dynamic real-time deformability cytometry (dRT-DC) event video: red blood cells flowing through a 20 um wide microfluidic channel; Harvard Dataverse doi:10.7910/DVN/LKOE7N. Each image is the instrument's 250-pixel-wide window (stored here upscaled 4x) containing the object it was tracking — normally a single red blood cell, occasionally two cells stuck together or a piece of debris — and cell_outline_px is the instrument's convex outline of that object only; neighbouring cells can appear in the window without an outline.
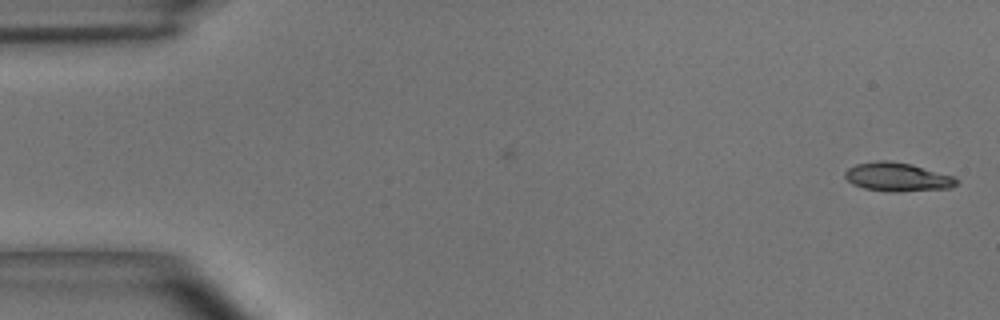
{"species": "common noctule bat (a hibernating species)", "species_latin": "Nyctalus noctula", "temperature_condition": "room temperature", "stored_images_in_passage": 52, "camera_frame_rate_fps": 3000, "um_per_image_px": 0.085, "animal": {"sex": "male", "body_mass_g": 15.6}, "frame": {"image": 1, "passage_image": 1, "time_ms": 0.0, "image_size_px": [1000, 320], "cell_outline_px": [[960, 180], [952, 188], [896, 192], [888, 192], [864, 188], [852, 184], [844, 176], [844, 172], [848, 168], [856, 164], [880, 160], [888, 160], [912, 164], [956, 176]], "centroid_in_image_um": [76.32, 15.04], "position_along_channel_um": 8.7, "area_um2": 18.96}}
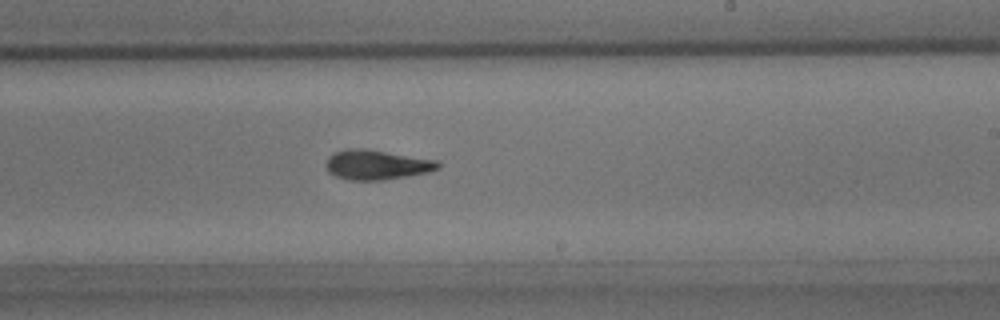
{"frame": {"image": 2, "passage_image": 32, "time_ms": 10.333, "image_size_px": [1000, 320], "cell_outline_px": [[440, 168], [428, 172], [408, 176], [384, 180], [348, 180], [336, 176], [328, 172], [324, 164], [328, 156], [336, 152], [352, 148], [364, 148], [436, 160], [440, 164]], "centroid_in_image_um": [31.99, 14.01], "position_along_channel_um": 257.0, "area_um2": 19.42}}
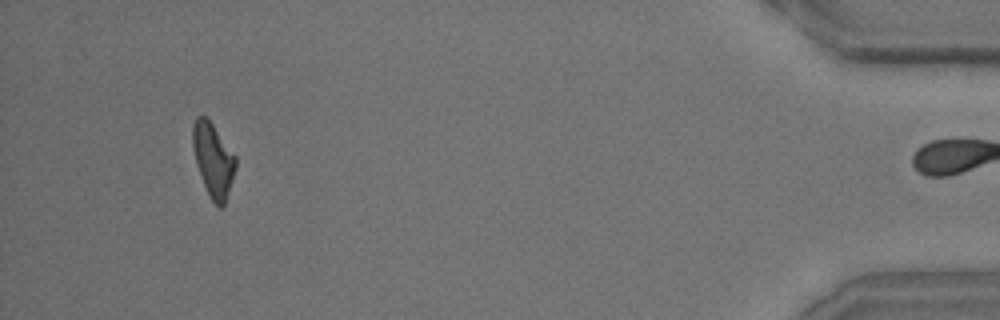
{"frame": {"image": 3, "passage_image": 51, "time_ms": 16.667, "image_size_px": [1000, 320], "cell_outline_px": [[236, 168], [224, 204], [220, 208], [212, 200], [204, 184], [196, 164], [192, 144], [192, 124], [196, 116], [204, 116], [212, 124], [236, 156]], "centroid_in_image_um": [18.11, 13.56], "position_along_channel_um": 417.1, "area_um2": 18.09}, "authors_computed_cell_mechanics": {"area_um2": 18.8717, "velocity_mm_per_s": 3.6493, "shape_relaxation_time_tau1_ms": 4.6609, "shape_relaxation_time_tau2_ms": 3.1852, "deformation_change_tau1": 0.1698, "deformation_change_tau2": 0.1117}}